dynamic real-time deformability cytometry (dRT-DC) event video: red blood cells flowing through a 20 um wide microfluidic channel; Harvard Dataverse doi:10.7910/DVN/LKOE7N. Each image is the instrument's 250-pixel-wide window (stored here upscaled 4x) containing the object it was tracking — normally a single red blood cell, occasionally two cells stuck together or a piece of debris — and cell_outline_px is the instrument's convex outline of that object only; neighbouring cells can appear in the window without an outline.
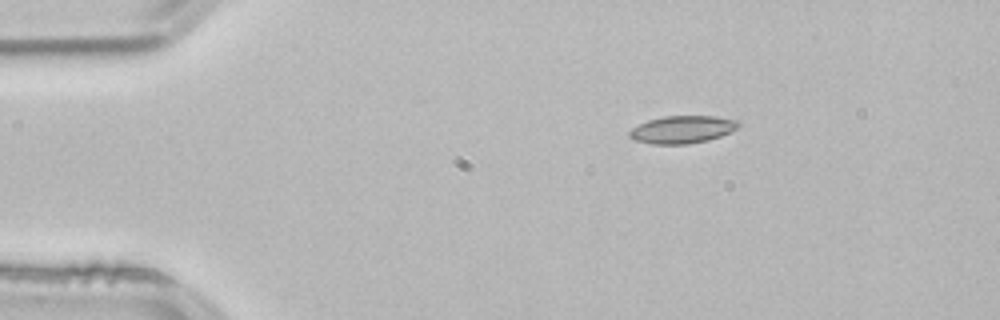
{"species": "common noctule bat (a hibernating species)", "species_latin": "Nyctalus noctula", "temperature_condition": "room temperature", "stored_images_in_passage": 3, "camera_frame_rate_fps": 3000, "um_per_image_px": 0.085, "animal": {"sex": "male", "body_mass_g": 21.5, "forearm_length_mm": 52.0}, "frame": {"image": 1, "passage_image": 2, "time_ms": 0.333, "image_size_px": [1000, 320], "cell_outline_px": [[740, 124], [732, 132], [708, 140], [688, 144], [652, 144], [636, 140], [628, 136], [628, 132], [632, 128], [648, 120], [664, 116], [716, 116], [740, 120]], "centroid_in_image_um": [58.02, 11.0], "position_along_channel_um": 27.0, "area_um2": 17.57}}